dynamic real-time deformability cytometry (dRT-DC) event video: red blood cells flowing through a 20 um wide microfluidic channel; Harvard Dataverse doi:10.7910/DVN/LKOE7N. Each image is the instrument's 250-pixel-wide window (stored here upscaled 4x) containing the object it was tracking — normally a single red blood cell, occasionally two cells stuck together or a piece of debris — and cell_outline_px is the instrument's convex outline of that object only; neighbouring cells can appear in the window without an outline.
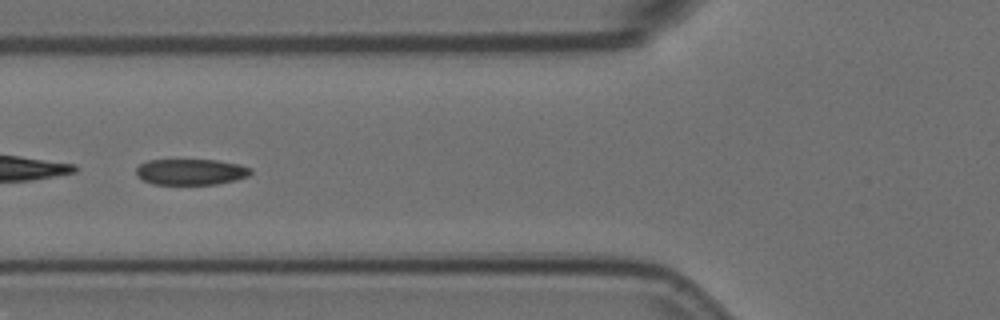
{"species": "Egyptian fruit bat (a non-hibernating species)", "species_latin": "Rousettus aegyptiacus", "temperature_condition": "room temperature", "stored_images_in_passage": 9, "camera_frame_rate_fps": 3000, "um_per_image_px": 0.085, "animal": {"sex": "female"}, "frame": {"image": 1, "passage_image": 4, "time_ms": 1.0, "image_size_px": [1000, 320], "cell_outline_px": [[252, 172], [248, 176], [236, 180], [216, 184], [152, 184], [136, 176], [136, 168], [140, 164], [148, 160], [216, 160], [240, 164], [252, 168]], "centroid_in_image_um": [16.23, 14.61], "position_along_channel_um": 109.6, "area_um2": 17.4}}
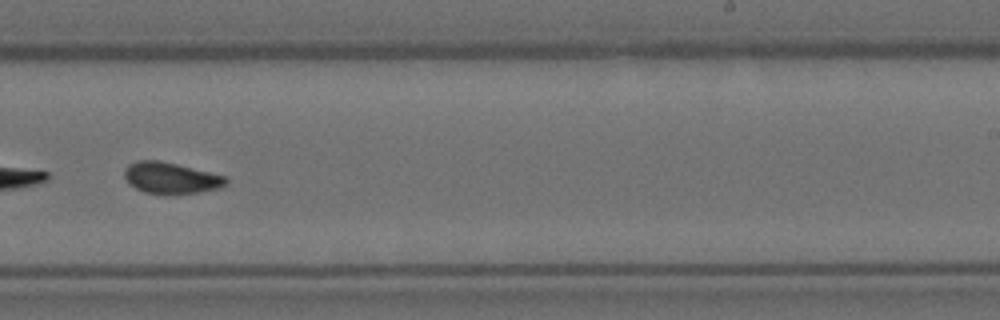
{"frame": {"image": 2, "passage_image": 8, "time_ms": 2.333, "image_size_px": [1000, 320], "cell_outline_px": [[228, 184], [220, 188], [200, 192], [144, 192], [128, 184], [124, 176], [124, 168], [128, 164], [136, 160], [156, 160], [176, 164], [224, 176], [228, 180]], "centroid_in_image_um": [14.49, 15.1], "position_along_channel_um": 274.5, "area_um2": 18.03}}
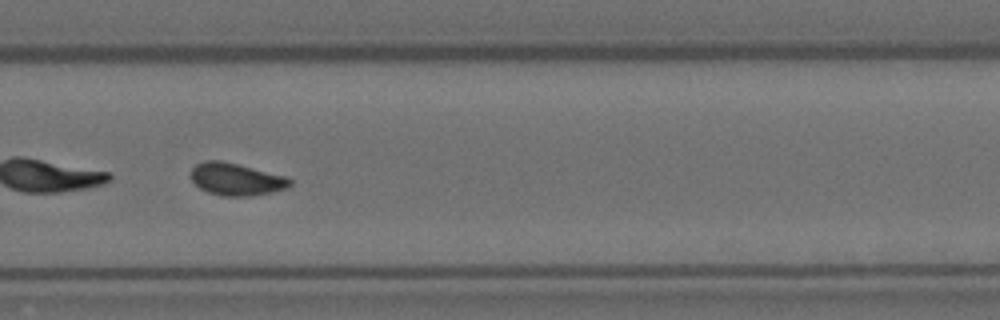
{"frame": {"image": 3, "passage_image": 9, "time_ms": 2.667, "image_size_px": [1000, 320], "cell_outline_px": [[292, 184], [288, 188], [272, 192], [252, 196], [220, 196], [208, 192], [200, 188], [192, 180], [192, 168], [196, 164], [204, 160], [220, 160], [288, 176], [292, 180]], "centroid_in_image_um": [20.12, 15.24], "position_along_channel_um": 309.7, "area_um2": 18.79}}